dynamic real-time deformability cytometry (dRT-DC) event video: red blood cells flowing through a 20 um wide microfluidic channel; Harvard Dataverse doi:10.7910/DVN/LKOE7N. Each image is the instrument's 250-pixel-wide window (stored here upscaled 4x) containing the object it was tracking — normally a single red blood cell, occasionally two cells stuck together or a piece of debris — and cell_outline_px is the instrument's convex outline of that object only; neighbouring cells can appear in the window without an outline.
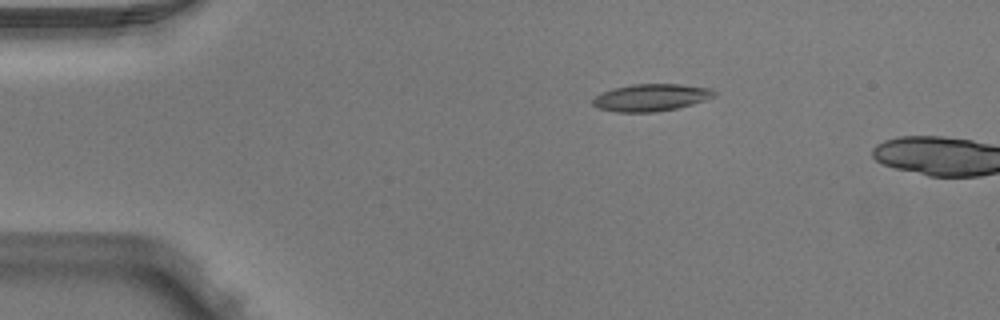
{"species": "Egyptian fruit bat (a non-hibernating species)", "species_latin": "Rousettus aegyptiacus", "temperature_condition": "warm", "stored_images_in_passage": 3, "camera_frame_rate_fps": 3000, "um_per_image_px": 0.085, "animal": {"sex": "male"}, "frame": {"image": 1, "passage_image": 1, "time_ms": 0.0, "image_size_px": [1000, 320], "cell_outline_px": [[716, 92], [712, 96], [704, 100], [692, 104], [676, 108], [656, 112], [616, 112], [600, 108], [592, 104], [592, 100], [596, 96], [612, 88], [632, 84], [680, 84], [712, 88]], "centroid_in_image_um": [55.33, 8.28], "position_along_channel_um": 29.7, "area_um2": 19.07}}